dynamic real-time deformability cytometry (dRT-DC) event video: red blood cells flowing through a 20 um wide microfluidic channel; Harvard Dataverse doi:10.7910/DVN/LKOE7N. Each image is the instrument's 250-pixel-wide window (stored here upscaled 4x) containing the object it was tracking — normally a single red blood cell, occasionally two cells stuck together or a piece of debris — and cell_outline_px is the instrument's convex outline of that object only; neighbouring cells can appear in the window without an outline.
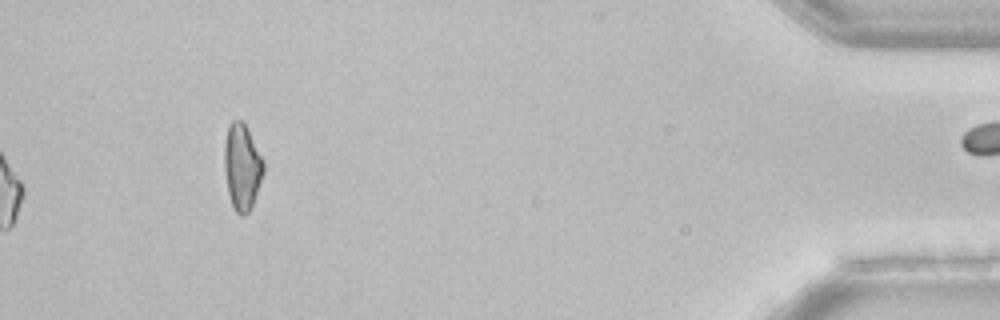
{"species": "common noctule bat (a hibernating species)", "species_latin": "Nyctalus noctula", "temperature_condition": "room temperature", "stored_images_in_passage": 50, "camera_frame_rate_fps": 3000, "um_per_image_px": 0.085, "animal": {"sex": "female", "body_mass_g": 22.7, "forearm_length_mm": 54.2}, "frame": {"image": 1, "passage_image": 50, "time_ms": 16.333, "image_size_px": [1000, 320], "cell_outline_px": [[264, 172], [252, 204], [248, 212], [244, 216], [240, 216], [236, 212], [232, 204], [228, 192], [224, 168], [224, 140], [228, 124], [232, 120], [240, 120], [248, 128], [264, 160]], "centroid_in_image_um": [20.57, 14.14], "position_along_channel_um": 414.6, "area_um2": 19.77}, "authors_computed_cell_mechanics": {"area_um2": 18.496, "velocity_mm_per_s": 3.854, "shape_relaxation_time_tau1_ms": 3.3268, "shape_relaxation_time_tau2_ms": null, "deformation_change_tau1": 0.1115, "deformation_change_tau2": null}}